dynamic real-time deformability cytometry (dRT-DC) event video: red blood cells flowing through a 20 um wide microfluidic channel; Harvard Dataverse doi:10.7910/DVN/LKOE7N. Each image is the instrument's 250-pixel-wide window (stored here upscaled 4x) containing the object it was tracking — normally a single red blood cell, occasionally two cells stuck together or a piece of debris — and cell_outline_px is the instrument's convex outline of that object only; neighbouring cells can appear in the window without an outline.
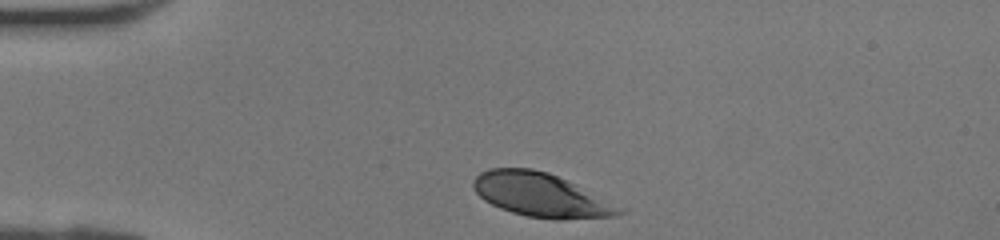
{"species": "human", "species_latin": "Homo sapiens", "temperature_condition": "room temperature", "stored_images_in_passage": 26, "camera_frame_rate_fps": 3000, "um_per_image_px": 0.085, "donor": {"sex": "female"}, "frame": {"image": 1, "passage_image": 1, "time_ms": 0.0, "image_size_px": [1000, 240], "cell_outline_px": [[628, 208], [624, 212], [616, 216], [560, 220], [552, 220], [528, 216], [512, 212], [500, 208], [484, 200], [472, 188], [472, 180], [480, 172], [488, 168], [532, 168], [548, 172], [576, 184]], "centroid_in_image_um": [46.03, 16.58], "position_along_channel_um": 39.0, "area_um2": 37.8}}
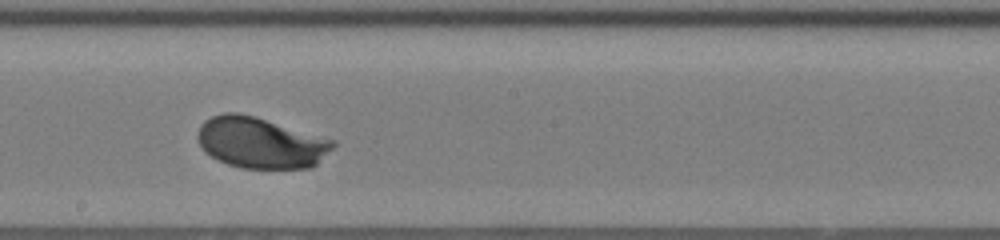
{"frame": {"image": 2, "passage_image": 15, "time_ms": 4.667, "image_size_px": [1000, 240], "cell_outline_px": [[336, 144], [312, 168], [240, 168], [228, 164], [212, 156], [200, 144], [196, 136], [200, 124], [204, 120], [212, 116], [224, 112], [240, 112], [256, 116], [336, 140]], "centroid_in_image_um": [22.16, 12.11], "position_along_channel_um": 226.0, "area_um2": 40.29}}
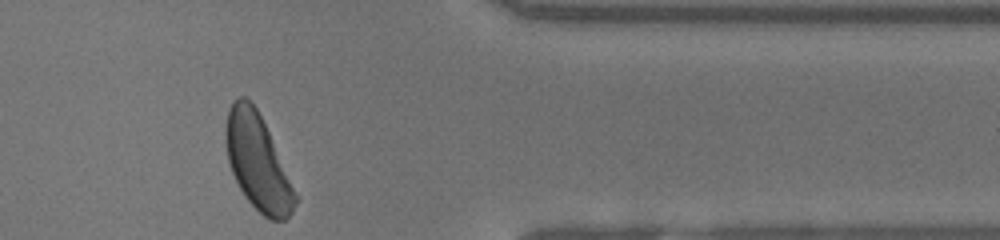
{"frame": {"image": 3, "passage_image": 26, "time_ms": 8.333, "image_size_px": [1000, 240], "cell_outline_px": [[296, 200], [292, 212], [284, 220], [268, 220], [244, 196], [232, 172], [228, 160], [224, 140], [224, 128], [228, 108], [240, 96], [244, 96], [256, 108], [268, 132], [296, 196]], "centroid_in_image_um": [21.84, 13.78], "position_along_channel_um": 389.6, "area_um2": 37.57}}